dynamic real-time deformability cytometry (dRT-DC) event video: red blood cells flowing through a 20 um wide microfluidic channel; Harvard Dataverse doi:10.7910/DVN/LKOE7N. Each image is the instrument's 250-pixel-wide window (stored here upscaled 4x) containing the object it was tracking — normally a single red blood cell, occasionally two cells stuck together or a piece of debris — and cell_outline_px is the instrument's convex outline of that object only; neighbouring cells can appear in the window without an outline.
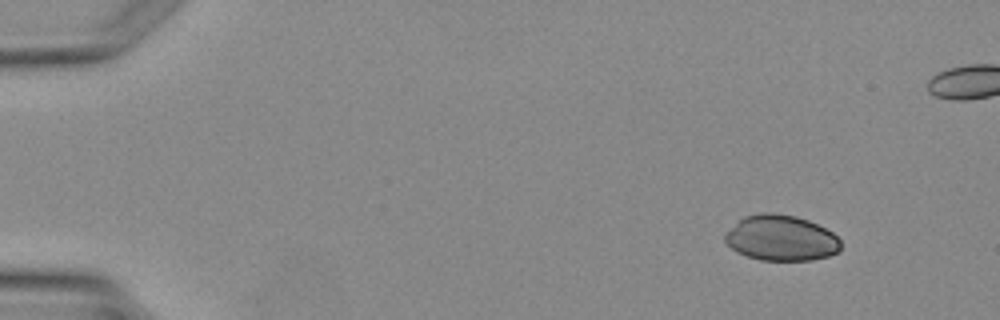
{"species": "Egyptian fruit bat (a non-hibernating species)", "species_latin": "Rousettus aegyptiacus", "temperature_condition": "warm", "stored_images_in_passage": 4, "camera_frame_rate_fps": 3000, "um_per_image_px": 0.085, "animal": {"sex": "female"}, "frame": {"image": 1, "passage_image": 1, "time_ms": 0.0, "image_size_px": [1000, 320], "cell_outline_px": [[840, 248], [836, 252], [828, 256], [812, 260], [760, 260], [736, 252], [724, 240], [724, 236], [744, 216], [760, 212], [772, 212], [796, 216], [808, 220], [832, 232], [840, 240]], "centroid_in_image_um": [66.39, 20.23], "position_along_channel_um": 18.6, "area_um2": 30.52}}
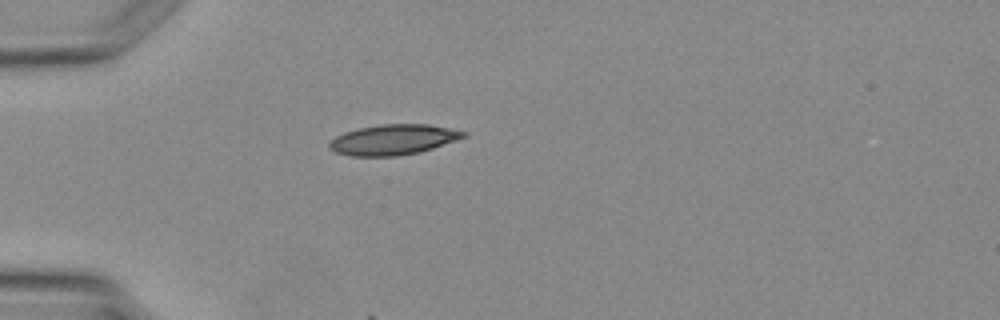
{"frame": {"image": 2, "passage_image": 4, "time_ms": 4.667, "image_size_px": [1000, 320], "cell_outline_px": [[468, 136], [420, 152], [396, 156], [352, 156], [336, 152], [328, 148], [328, 144], [336, 136], [344, 132], [360, 128], [380, 124], [428, 124], [468, 132]], "centroid_in_image_um": [33.43, 11.87], "position_along_channel_um": 51.6, "area_um2": 23.64}}